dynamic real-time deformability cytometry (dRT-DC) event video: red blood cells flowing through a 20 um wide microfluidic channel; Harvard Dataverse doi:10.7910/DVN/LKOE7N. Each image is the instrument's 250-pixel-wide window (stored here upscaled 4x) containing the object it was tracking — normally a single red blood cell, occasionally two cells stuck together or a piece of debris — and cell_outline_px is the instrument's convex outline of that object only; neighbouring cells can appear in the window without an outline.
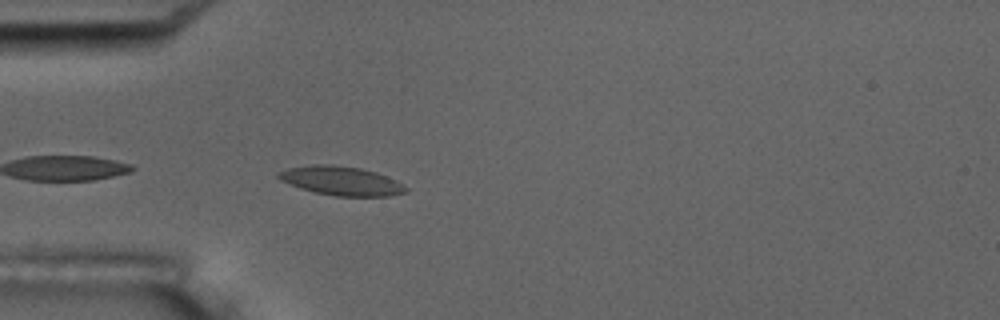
{"species": "common noctule bat (a hibernating species)", "species_latin": "Nyctalus noctula", "temperature_condition": "room temperature", "stored_images_in_passage": 5, "camera_frame_rate_fps": 3000, "um_per_image_px": 0.085, "animal": {"sex": "male", "body_mass_g": 17.5, "forearm_length_mm": 52.3}, "frame": {"image": 1, "passage_image": 5, "time_ms": 5.333, "image_size_px": [1000, 320], "cell_outline_px": [[408, 192], [388, 196], [336, 196], [316, 192], [300, 188], [280, 180], [276, 176], [276, 172], [288, 168], [312, 164], [332, 164], [360, 168], [376, 172], [396, 180], [408, 188]], "centroid_in_image_um": [28.99, 15.36], "position_along_channel_um": 56.0, "area_um2": 21.56}}